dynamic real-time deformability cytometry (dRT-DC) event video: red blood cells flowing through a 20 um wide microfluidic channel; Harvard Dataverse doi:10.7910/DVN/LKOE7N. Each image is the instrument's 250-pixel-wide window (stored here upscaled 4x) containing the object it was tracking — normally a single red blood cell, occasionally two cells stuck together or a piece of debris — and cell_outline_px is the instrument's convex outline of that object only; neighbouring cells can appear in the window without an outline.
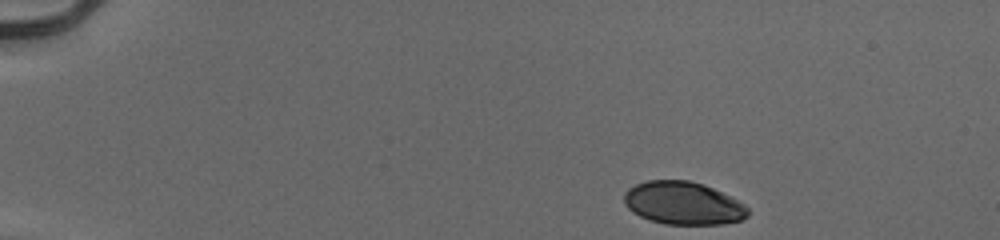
{"species": "human", "species_latin": "Homo sapiens", "temperature_condition": "cold", "stored_images_in_passage": 46, "camera_frame_rate_fps": 3000, "um_per_image_px": 0.085, "donor": {"sex": "male"}, "frame": {"image": 1, "passage_image": 1, "time_ms": 0.0, "image_size_px": [1000, 240], "cell_outline_px": [[748, 216], [740, 220], [724, 224], [664, 224], [648, 220], [632, 212], [624, 204], [624, 192], [628, 188], [636, 184], [648, 180], [688, 180], [704, 184], [744, 204], [748, 208]], "centroid_in_image_um": [58.03, 17.27], "position_along_channel_um": 27.0, "area_um2": 30.92}}
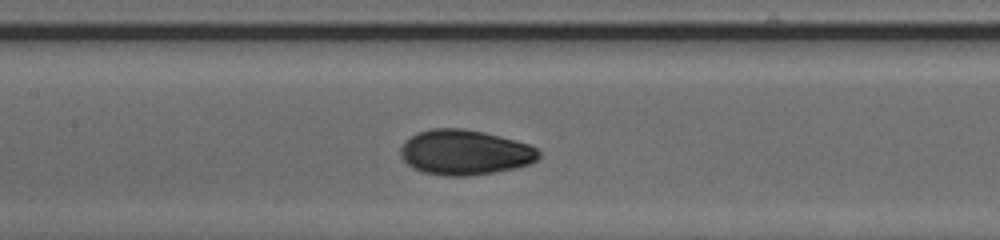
{"frame": {"image": 2, "passage_image": 20, "time_ms": 6.333, "image_size_px": [1000, 240], "cell_outline_px": [[540, 156], [532, 164], [472, 176], [444, 176], [424, 172], [412, 168], [400, 156], [400, 148], [404, 140], [420, 132], [432, 128], [464, 128], [484, 132], [516, 140], [528, 144], [536, 148], [540, 152]], "centroid_in_image_um": [39.5, 12.95], "position_along_channel_um": 167.9, "area_um2": 36.41}}
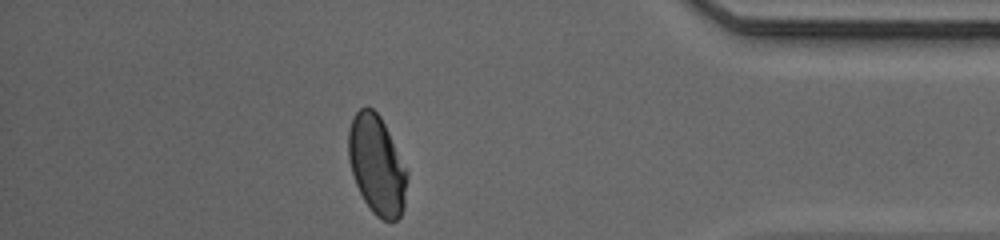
{"frame": {"image": 3, "passage_image": 40, "time_ms": 13.0, "image_size_px": [1000, 240], "cell_outline_px": [[408, 176], [404, 208], [400, 216], [396, 220], [384, 220], [376, 216], [372, 212], [364, 200], [356, 184], [352, 172], [348, 156], [348, 132], [352, 116], [360, 108], [372, 108], [380, 116], [408, 168]], "centroid_in_image_um": [32.05, 14.03], "position_along_channel_um": 403.1, "area_um2": 34.1}, "authors_computed_cell_mechanics": {"area_um2": 34.7089, "velocity_mm_per_s": 3.9584, "shape_relaxation_time_tau1_ms": 3.9219, "shape_relaxation_time_tau2_ms": 0.7791, "deformation_change_tau1": 0.1564, "deformation_change_tau2": 0.0345}}